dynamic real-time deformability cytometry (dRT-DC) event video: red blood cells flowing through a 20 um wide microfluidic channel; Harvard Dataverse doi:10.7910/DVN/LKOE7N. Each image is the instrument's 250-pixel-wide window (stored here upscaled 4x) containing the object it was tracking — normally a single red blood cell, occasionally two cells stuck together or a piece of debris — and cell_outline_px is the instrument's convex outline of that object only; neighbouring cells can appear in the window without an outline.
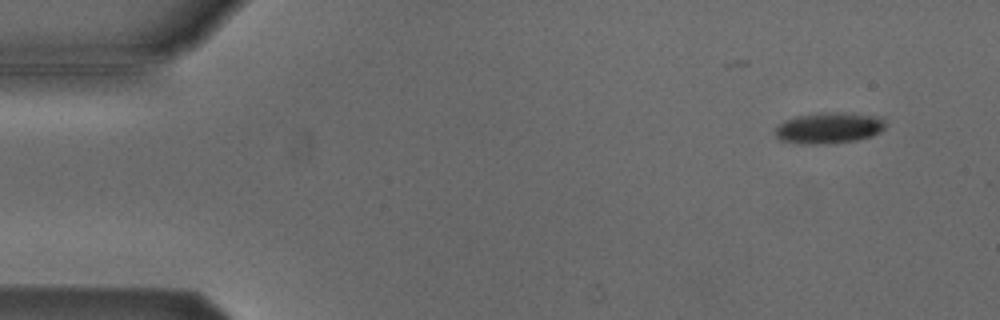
{"species": "Egyptian fruit bat (a non-hibernating species)", "species_latin": "Rousettus aegyptiacus", "temperature_condition": "cold", "stored_images_in_passage": 14, "camera_frame_rate_fps": 3000, "um_per_image_px": 0.085, "animal": {"sex": "male"}, "frame": {"image": 1, "passage_image": 2, "time_ms": 0.333, "image_size_px": [1000, 320], "cell_outline_px": [[884, 128], [880, 132], [872, 136], [856, 140], [824, 144], [812, 144], [780, 140], [776, 136], [776, 128], [784, 120], [796, 116], [824, 112], [872, 116], [884, 120]], "centroid_in_image_um": [70.42, 10.89], "position_along_channel_um": 14.6, "area_um2": 19.36}}
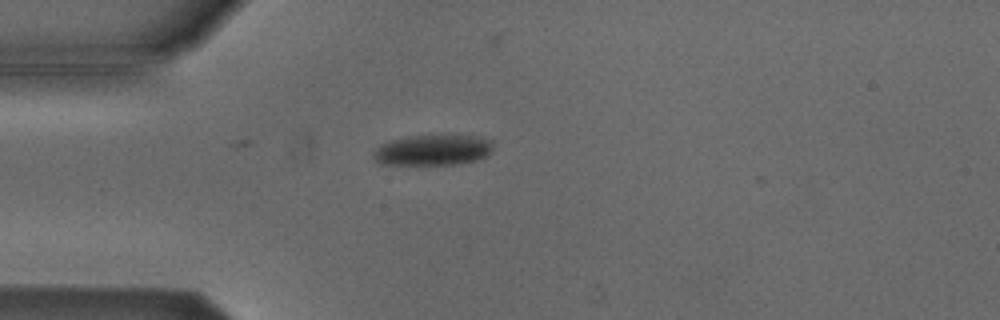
{"frame": {"image": 2, "passage_image": 12, "time_ms": 3.667, "image_size_px": [1000, 320], "cell_outline_px": [[492, 148], [488, 156], [476, 160], [452, 164], [380, 164], [372, 156], [376, 148], [380, 144], [392, 140], [408, 136], [480, 136], [492, 140]], "centroid_in_image_um": [36.8, 12.75], "position_along_channel_um": 48.2, "area_um2": 21.15}}